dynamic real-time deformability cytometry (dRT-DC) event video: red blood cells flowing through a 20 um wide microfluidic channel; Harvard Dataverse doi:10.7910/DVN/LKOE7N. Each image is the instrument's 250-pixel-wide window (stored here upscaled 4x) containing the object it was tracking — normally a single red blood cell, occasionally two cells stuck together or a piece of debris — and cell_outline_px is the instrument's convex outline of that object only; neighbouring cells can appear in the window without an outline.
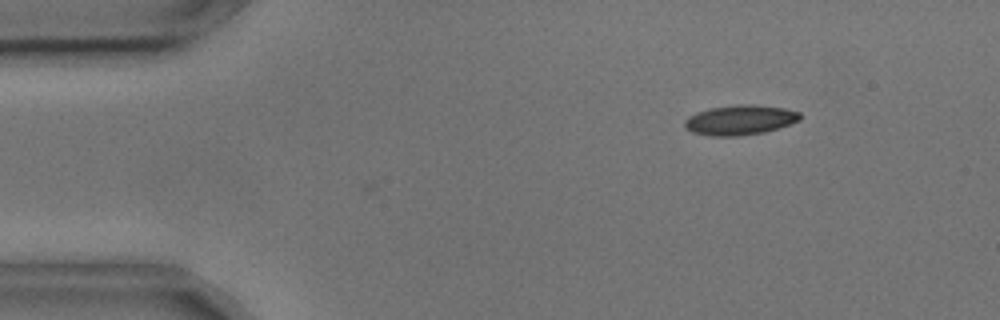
{"species": "common noctule bat (a hibernating species)", "species_latin": "Nyctalus noctula", "temperature_condition": "cold", "stored_images_in_passage": 45, "camera_frame_rate_fps": 3000, "um_per_image_px": 0.085, "animal": {"sex": "male", "body_mass_g": 17.9, "forearm_length_mm": 54.2}, "frame": {"image": 1, "passage_image": 2, "time_ms": 0.333, "image_size_px": [1000, 320], "cell_outline_px": [[800, 120], [764, 132], [740, 136], [712, 136], [692, 132], [684, 128], [684, 120], [688, 116], [696, 112], [712, 108], [736, 104], [752, 104], [784, 108], [800, 112]], "centroid_in_image_um": [62.86, 10.2], "position_along_channel_um": 22.1, "area_um2": 20.06}}
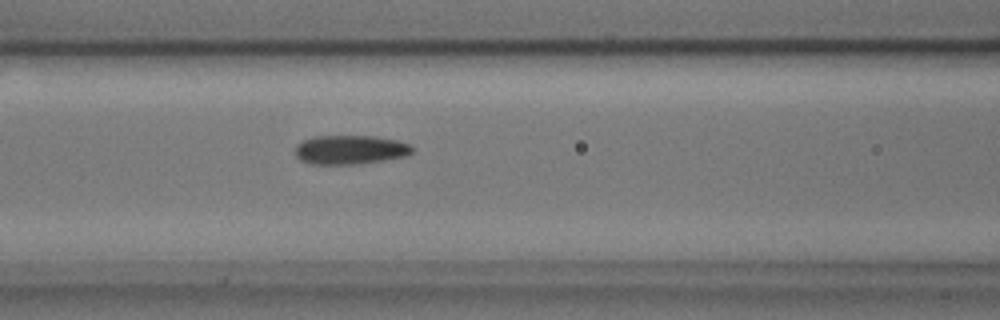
{"frame": {"image": 2, "passage_image": 17, "time_ms": 5.333, "image_size_px": [1000, 320], "cell_outline_px": [[412, 152], [408, 156], [360, 164], [308, 164], [300, 160], [296, 156], [296, 144], [312, 136], [376, 136], [396, 140], [408, 144], [412, 148]], "centroid_in_image_um": [29.75, 12.73], "position_along_channel_um": 136.9, "area_um2": 19.94}}
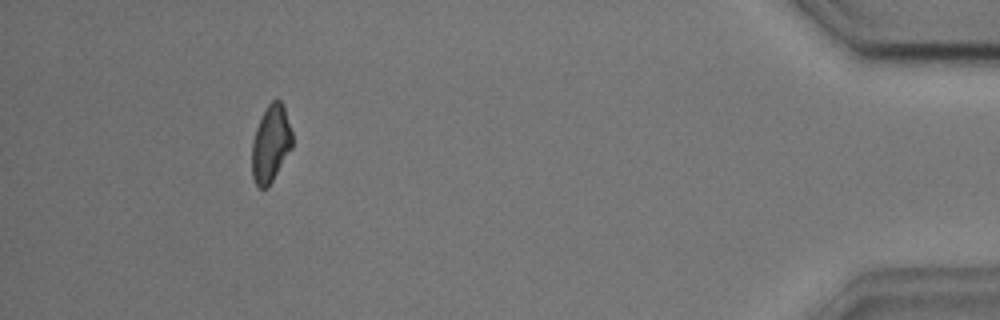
{"frame": {"image": 3, "passage_image": 45, "time_ms": 14.667, "image_size_px": [1000, 320], "cell_outline_px": [[292, 148], [268, 188], [260, 188], [256, 184], [252, 176], [252, 140], [256, 128], [268, 104], [272, 100], [280, 100], [284, 104], [292, 132]], "centroid_in_image_um": [23.02, 12.22], "position_along_channel_um": 412.2, "area_um2": 18.15}, "authors_computed_cell_mechanics": {"area_um2": 19.5942, "velocity_mm_per_s": 3.6316, "shape_relaxation_time_tau1_ms": 3.6419, "shape_relaxation_time_tau2_ms": 5.7826, "deformation_change_tau1": 0.0935, "deformation_change_tau2": 0.1217}}